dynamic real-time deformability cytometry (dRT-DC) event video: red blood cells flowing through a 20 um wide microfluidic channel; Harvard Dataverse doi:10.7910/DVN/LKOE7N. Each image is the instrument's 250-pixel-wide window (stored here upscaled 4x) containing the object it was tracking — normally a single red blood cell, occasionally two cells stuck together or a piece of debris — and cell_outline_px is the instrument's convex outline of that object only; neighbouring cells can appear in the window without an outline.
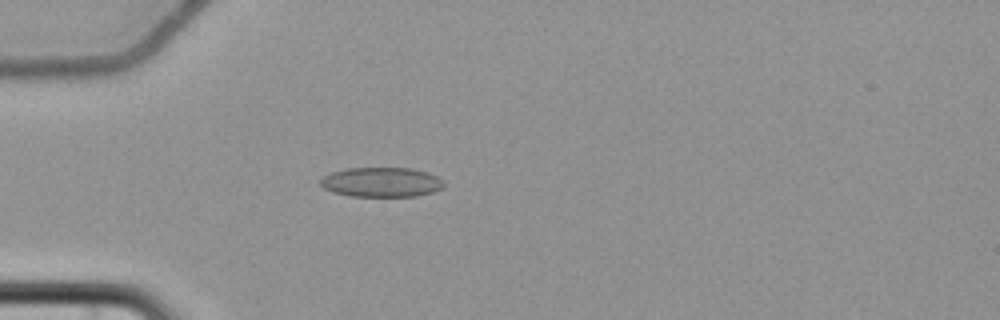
{"species": "common noctule bat (a hibernating species)", "species_latin": "Nyctalus noctula", "temperature_condition": "cold", "stored_images_in_passage": 5, "camera_frame_rate_fps": 3000, "um_per_image_px": 0.085, "animal": {"sex": "female", "body_mass_g": 22.7, "forearm_length_mm": 54.2}, "frame": {"image": 1, "passage_image": 5, "time_ms": 4.667, "image_size_px": [1000, 320], "cell_outline_px": [[444, 184], [440, 188], [432, 192], [416, 196], [352, 196], [332, 192], [324, 188], [320, 184], [320, 180], [324, 176], [332, 172], [348, 168], [408, 168], [428, 172], [444, 180]], "centroid_in_image_um": [32.41, 15.48], "position_along_channel_um": 52.6, "area_um2": 21.21}}